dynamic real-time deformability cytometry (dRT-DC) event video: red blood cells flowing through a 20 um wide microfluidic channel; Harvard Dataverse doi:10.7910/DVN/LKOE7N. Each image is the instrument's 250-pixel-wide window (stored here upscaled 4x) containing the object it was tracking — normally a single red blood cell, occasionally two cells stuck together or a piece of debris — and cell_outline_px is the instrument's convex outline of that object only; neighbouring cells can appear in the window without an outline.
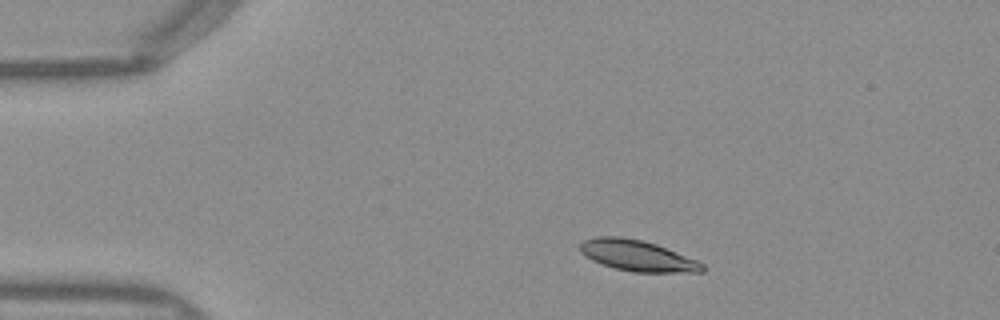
{"species": "Egyptian fruit bat (a non-hibernating species)", "species_latin": "Rousettus aegyptiacus", "temperature_condition": "warm", "stored_images_in_passage": 42, "camera_frame_rate_fps": 3000, "um_per_image_px": 0.085, "frame": {"image": 1, "passage_image": 1, "time_ms": 0.0, "image_size_px": [1000, 320], "cell_outline_px": [[704, 272], [632, 272], [616, 268], [592, 260], [584, 256], [580, 252], [580, 244], [584, 240], [596, 236], [620, 236], [640, 240], [656, 244], [696, 260], [704, 264]], "centroid_in_image_um": [54.15, 21.73], "position_along_channel_um": 30.8, "area_um2": 21.85}}
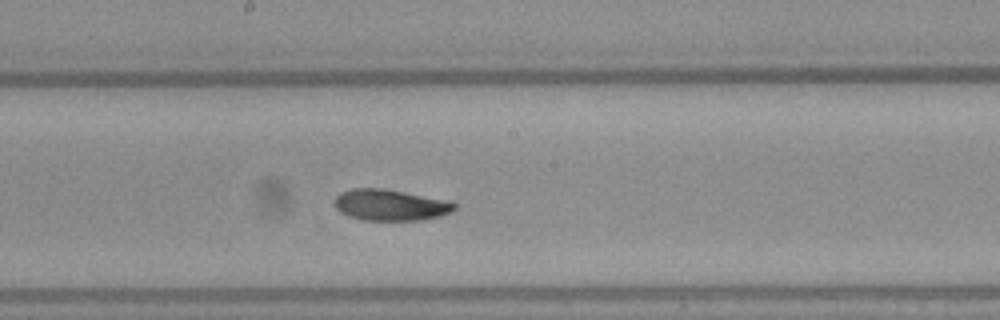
{"frame": {"image": 2, "passage_image": 19, "time_ms": 6.0, "image_size_px": [1000, 320], "cell_outline_px": [[456, 208], [452, 212], [440, 216], [420, 220], [364, 220], [348, 216], [340, 212], [336, 208], [332, 200], [340, 192], [352, 188], [384, 188], [452, 200], [456, 204]], "centroid_in_image_um": [33.19, 17.41], "position_along_channel_um": 215.0, "area_um2": 22.25}}
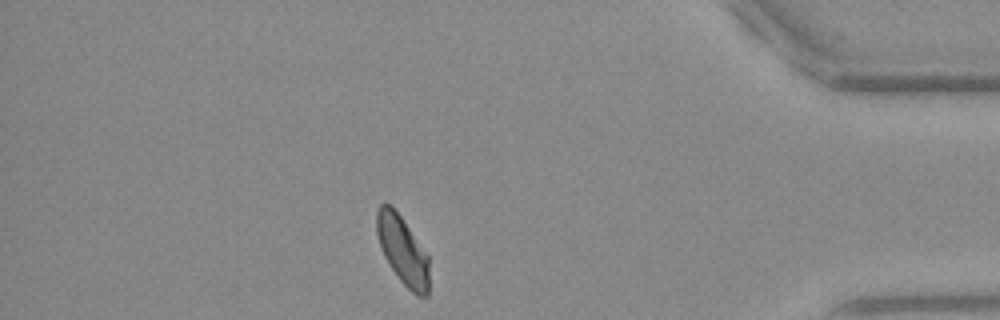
{"frame": {"image": 3, "passage_image": 36, "time_ms": 11.667, "image_size_px": [1000, 320], "cell_outline_px": [[428, 296], [416, 296], [400, 280], [388, 264], [384, 256], [376, 232], [376, 212], [380, 204], [388, 204], [400, 216], [428, 256]], "centroid_in_image_um": [34.2, 21.3], "position_along_channel_um": 401.0, "area_um2": 20.4}, "authors_computed_cell_mechanics": {"area_um2": 21.8773, "velocity_mm_per_s": 3.9673, "shape_relaxation_time_tau1_ms": 3.598, "shape_relaxation_time_tau2_ms": 3.4146, "deformation_change_tau1": 0.1252, "deformation_change_tau2": 0.0669}}